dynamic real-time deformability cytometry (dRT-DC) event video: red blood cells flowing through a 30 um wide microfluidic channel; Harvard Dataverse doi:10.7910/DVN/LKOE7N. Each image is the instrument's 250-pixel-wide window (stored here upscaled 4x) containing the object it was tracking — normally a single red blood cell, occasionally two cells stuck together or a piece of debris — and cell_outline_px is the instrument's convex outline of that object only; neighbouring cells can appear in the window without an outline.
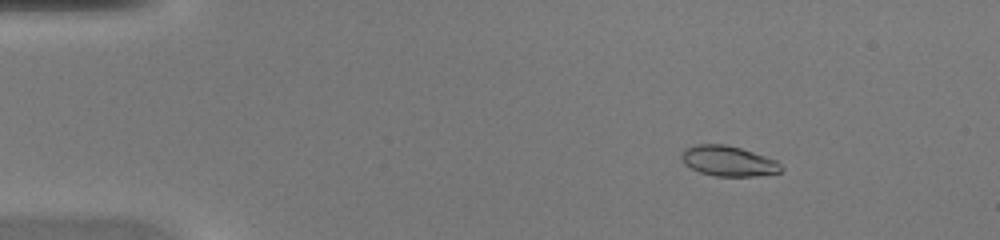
{"species": "common noctule bat (a hibernating species)", "species_latin": "Nyctalus noctula", "temperature_condition": "warm", "stored_images_in_passage": 46, "camera_frame_rate_fps": 3000, "um_per_image_px": 0.085, "animal": {"sex": "female", "body_mass_g": 20.0, "forearm_length_mm": 54.0}, "frame": {"image": 1, "passage_image": 7, "time_ms": 2.0, "image_size_px": [1000, 240], "cell_outline_px": [[784, 168], [780, 172], [756, 176], [716, 176], [700, 172], [684, 164], [680, 160], [680, 152], [684, 148], [696, 144], [724, 144], [740, 148], [776, 160]], "centroid_in_image_um": [61.86, 13.68], "position_along_channel_um": 23.1, "area_um2": 17.63}}
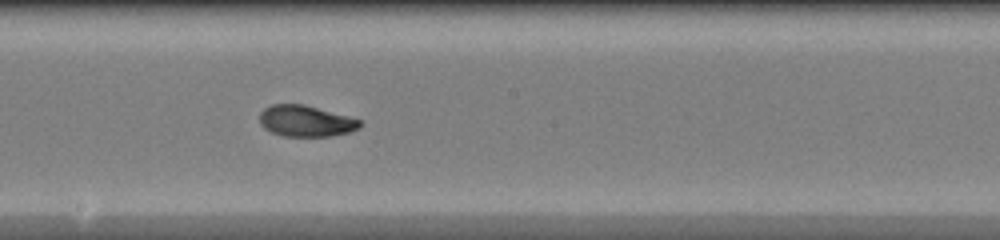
{"frame": {"image": 2, "passage_image": 26, "time_ms": 8.333, "image_size_px": [1000, 240], "cell_outline_px": [[364, 124], [360, 128], [348, 132], [332, 136], [284, 136], [272, 132], [264, 128], [260, 124], [260, 112], [264, 108], [272, 104], [304, 104], [348, 116], [360, 120]], "centroid_in_image_um": [26.0, 10.28], "position_along_channel_um": 222.2, "area_um2": 18.26}}
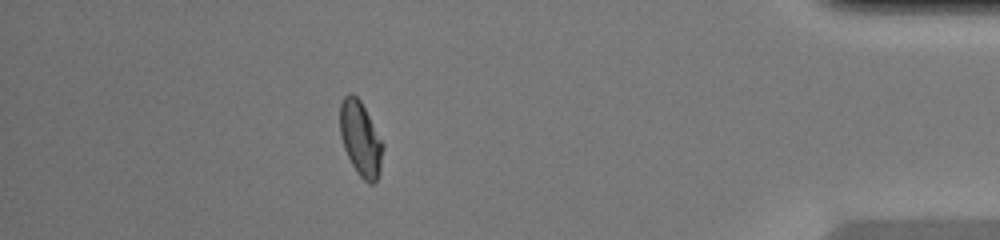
{"frame": {"image": 3, "passage_image": 41, "time_ms": 13.333, "image_size_px": [1000, 240], "cell_outline_px": [[384, 148], [380, 172], [376, 180], [372, 184], [368, 184], [356, 172], [344, 148], [340, 136], [340, 104], [344, 96], [348, 92], [352, 92], [360, 100], [384, 144]], "centroid_in_image_um": [30.65, 11.79], "position_along_channel_um": 404.6, "area_um2": 18.73}}